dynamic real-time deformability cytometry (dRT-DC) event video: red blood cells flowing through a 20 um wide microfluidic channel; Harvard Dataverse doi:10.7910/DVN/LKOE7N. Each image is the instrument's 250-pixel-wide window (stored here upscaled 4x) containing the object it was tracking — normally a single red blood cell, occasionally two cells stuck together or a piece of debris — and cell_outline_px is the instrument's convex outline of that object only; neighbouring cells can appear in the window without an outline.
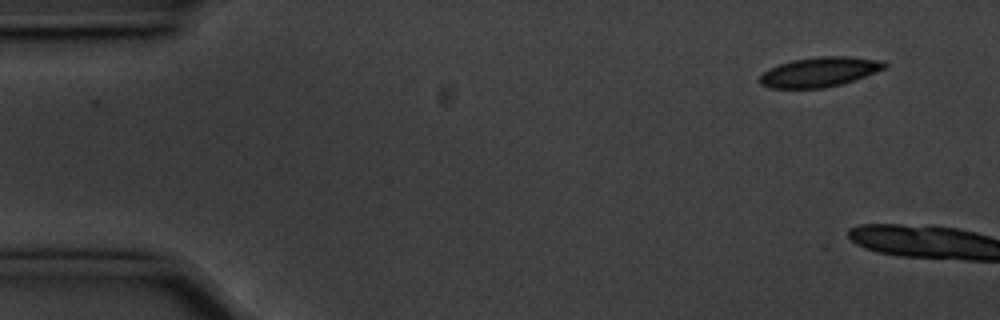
{"species": "common noctule bat (a hibernating species)", "species_latin": "Nyctalus noctula", "temperature_condition": "cold", "stored_images_in_passage": 3, "camera_frame_rate_fps": 3000, "um_per_image_px": 0.085, "animal": {"sex": "male", "body_mass_g": 20.1, "forearm_length_mm": 53.5}, "frame": {"image": 1, "passage_image": 1, "time_ms": 0.0, "image_size_px": [1000, 320], "cell_outline_px": [[888, 64], [884, 68], [864, 76], [840, 84], [824, 88], [772, 88], [760, 84], [760, 76], [768, 68], [792, 60], [816, 56], [848, 56], [884, 60]], "centroid_in_image_um": [69.65, 6.1], "position_along_channel_um": 15.3, "area_um2": 21.5}}